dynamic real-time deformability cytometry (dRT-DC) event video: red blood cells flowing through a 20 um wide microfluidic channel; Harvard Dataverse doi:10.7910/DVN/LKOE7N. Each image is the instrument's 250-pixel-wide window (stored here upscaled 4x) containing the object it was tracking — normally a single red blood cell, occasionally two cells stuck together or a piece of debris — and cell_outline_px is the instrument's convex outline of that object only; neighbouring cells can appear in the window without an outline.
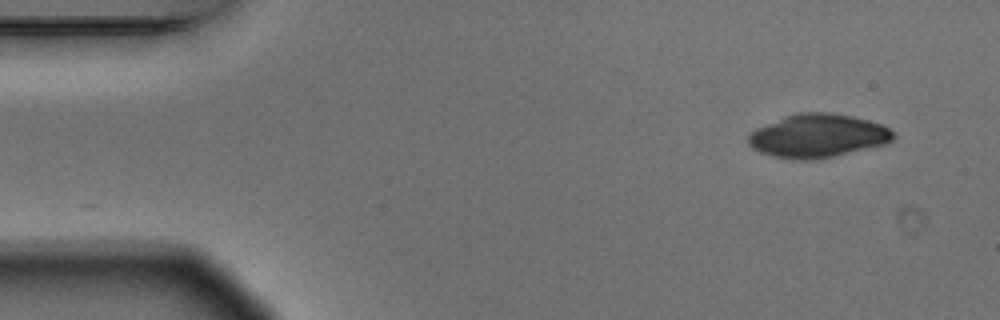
{"species": "Egyptian fruit bat (a non-hibernating species)", "species_latin": "Rousettus aegyptiacus", "temperature_condition": "warm", "stored_images_in_passage": 2, "camera_frame_rate_fps": 3000, "um_per_image_px": 0.085, "animal": {"sex": "male"}, "frame": {"image": 1, "passage_image": 2, "time_ms": 0.333, "image_size_px": [1000, 320], "cell_outline_px": [[896, 136], [892, 140], [884, 144], [832, 156], [808, 160], [792, 160], [772, 156], [760, 152], [752, 148], [748, 144], [748, 136], [756, 128], [784, 116], [796, 112], [828, 112], [852, 116], [868, 120], [880, 124], [896, 132]], "centroid_in_image_um": [69.48, 11.53], "position_along_channel_um": 15.5, "area_um2": 36.65}}